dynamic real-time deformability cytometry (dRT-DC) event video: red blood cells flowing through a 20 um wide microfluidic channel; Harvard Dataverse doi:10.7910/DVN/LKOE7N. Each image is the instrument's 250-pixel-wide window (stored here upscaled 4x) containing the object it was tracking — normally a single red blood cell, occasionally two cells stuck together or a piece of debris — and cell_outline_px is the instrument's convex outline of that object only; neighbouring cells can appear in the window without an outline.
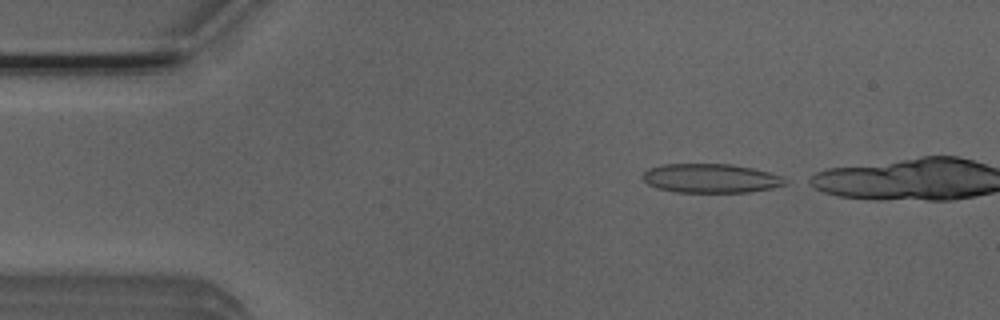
{"species": "Egyptian fruit bat (a non-hibernating species)", "species_latin": "Rousettus aegyptiacus", "temperature_condition": "room temperature", "stored_images_in_passage": 35, "camera_frame_rate_fps": 3000, "um_per_image_px": 0.085, "animal": {"sex": "male"}, "frame": {"image": 1, "passage_image": 1, "time_ms": 0.0, "image_size_px": [1000, 320], "cell_outline_px": [[792, 180], [788, 184], [772, 188], [748, 192], [676, 192], [656, 188], [648, 184], [640, 176], [648, 168], [664, 164], [732, 164], [752, 168], [784, 176]], "centroid_in_image_um": [60.46, 15.16], "position_along_channel_um": 24.5, "area_um2": 24.45}}
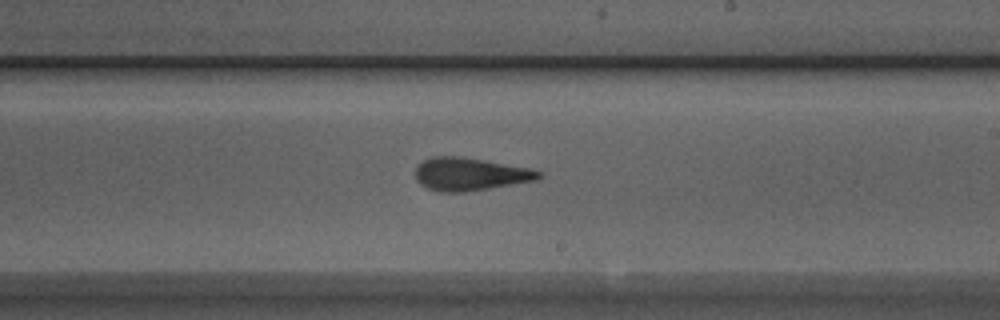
{"frame": {"image": 2, "passage_image": 23, "time_ms": 7.333, "image_size_px": [1000, 320], "cell_outline_px": [[544, 176], [536, 180], [464, 192], [440, 192], [428, 188], [420, 184], [416, 180], [416, 168], [424, 160], [432, 156], [456, 156], [484, 160], [532, 168], [544, 172]], "centroid_in_image_um": [39.99, 14.8], "position_along_channel_um": 249.0, "area_um2": 23.58}}
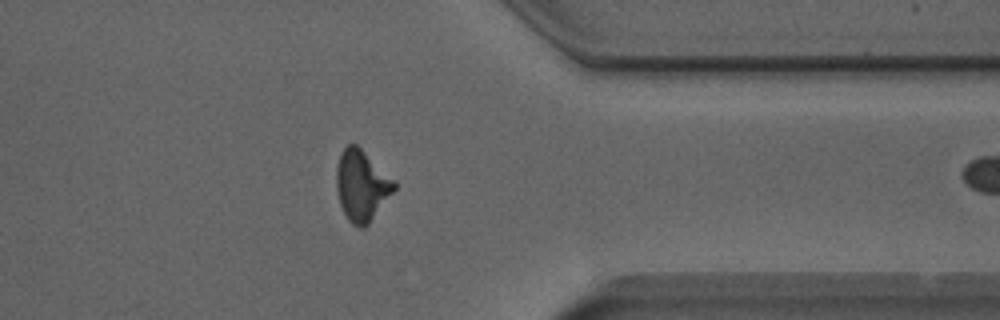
{"frame": {"image": 3, "passage_image": 34, "time_ms": 11.0, "image_size_px": [1000, 320], "cell_outline_px": [[396, 188], [368, 224], [364, 228], [360, 228], [352, 224], [348, 220], [340, 204], [336, 188], [336, 168], [340, 156], [344, 148], [348, 144], [356, 144], [396, 180]], "centroid_in_image_um": [30.74, 15.77], "position_along_channel_um": 380.7, "area_um2": 23.76}}